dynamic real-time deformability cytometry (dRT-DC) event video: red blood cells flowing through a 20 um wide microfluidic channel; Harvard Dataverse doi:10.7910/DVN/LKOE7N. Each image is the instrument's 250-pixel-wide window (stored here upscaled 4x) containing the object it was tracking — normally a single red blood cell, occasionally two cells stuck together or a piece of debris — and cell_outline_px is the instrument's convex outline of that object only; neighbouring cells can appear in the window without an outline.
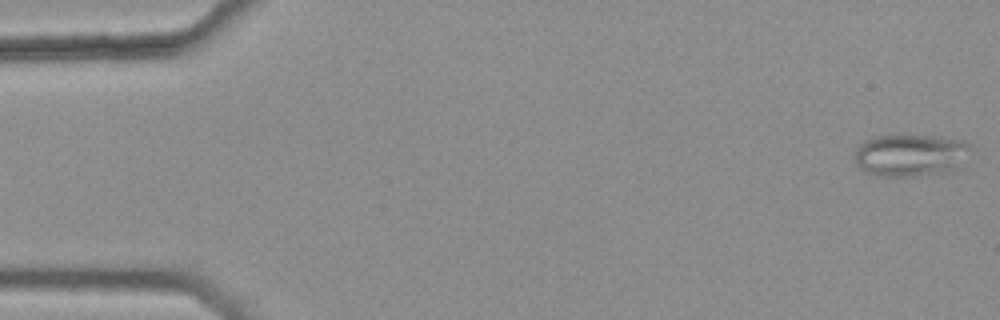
{"species": "common noctule bat (a hibernating species)", "species_latin": "Nyctalus noctula", "temperature_condition": "warm", "stored_images_in_passage": 46, "camera_frame_rate_fps": 3000, "um_per_image_px": 0.085, "animal": {"sex": "female", "body_mass_g": 25.1}, "frame": {"image": 1, "passage_image": 1, "time_ms": 0.0, "image_size_px": [1000, 320], "cell_outline_px": [[972, 148], [960, 168], [952, 172], [916, 176], [880, 176], [864, 172], [856, 164], [856, 148], [860, 144], [872, 136], [900, 132], [968, 140], [972, 144]], "centroid_in_image_um": [77.45, 13.15], "position_along_channel_um": 7.5, "area_um2": 30.0}}
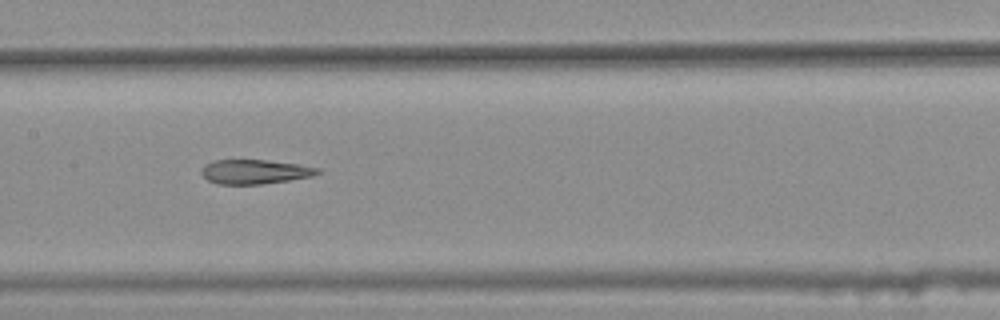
{"frame": {"image": 2, "passage_image": 26, "time_ms": 8.333, "image_size_px": [1000, 320], "cell_outline_px": [[320, 172], [312, 176], [288, 180], [260, 184], [216, 184], [208, 180], [200, 172], [204, 164], [216, 160], [268, 160], [296, 164], [320, 168]], "centroid_in_image_um": [21.63, 14.59], "position_along_channel_um": 185.8, "area_um2": 16.36}}
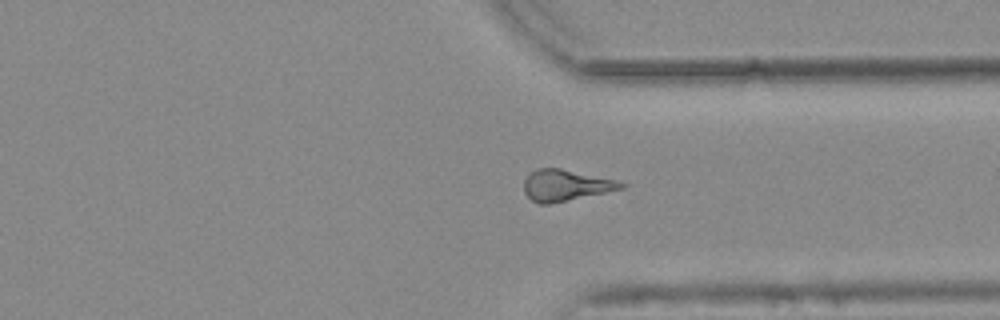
{"frame": {"image": 3, "passage_image": 40, "time_ms": 13.0, "image_size_px": [1000, 320], "cell_outline_px": [[628, 184], [624, 188], [548, 204], [540, 204], [532, 200], [524, 192], [524, 180], [528, 172], [536, 168], [560, 168], [616, 180]], "centroid_in_image_um": [48.04, 15.73], "position_along_channel_um": 363.4, "area_um2": 17.57}, "authors_computed_cell_mechanics": {"area_um2": 17.8602, "velocity_mm_per_s": 3.7996, "shape_relaxation_time_tau1_ms": null, "shape_relaxation_time_tau2_ms": 3.7205, "deformation_change_tau1": null, "deformation_change_tau2": 0.1373}}